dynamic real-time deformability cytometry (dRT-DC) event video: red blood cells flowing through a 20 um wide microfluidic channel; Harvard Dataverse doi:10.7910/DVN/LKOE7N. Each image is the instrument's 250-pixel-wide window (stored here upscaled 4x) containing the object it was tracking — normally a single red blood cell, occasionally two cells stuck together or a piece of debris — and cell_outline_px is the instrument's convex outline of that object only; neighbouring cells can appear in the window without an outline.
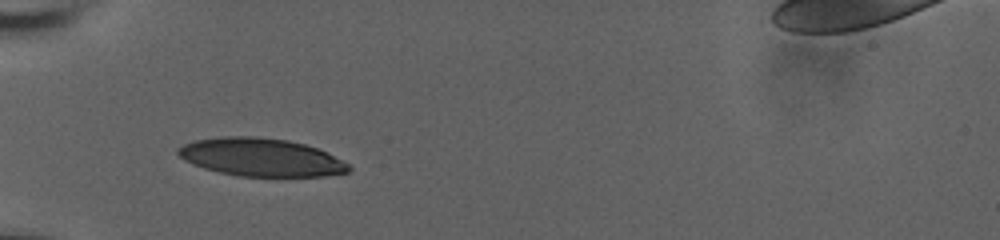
{"species": "human", "species_latin": "Homo sapiens", "temperature_condition": "room temperature", "stored_images_in_passage": 38, "camera_frame_rate_fps": 3000, "um_per_image_px": 0.085, "donor": {"sex": "male"}, "frame": {"image": 1, "passage_image": 1, "time_ms": 0.0, "image_size_px": [1000, 240], "cell_outline_px": [[352, 168], [348, 172], [324, 176], [236, 176], [204, 168], [184, 160], [176, 152], [176, 148], [192, 140], [224, 136], [256, 136], [288, 140], [304, 144], [316, 148], [348, 164]], "centroid_in_image_um": [22.12, 13.36], "position_along_channel_um": 62.9, "area_um2": 37.63}}
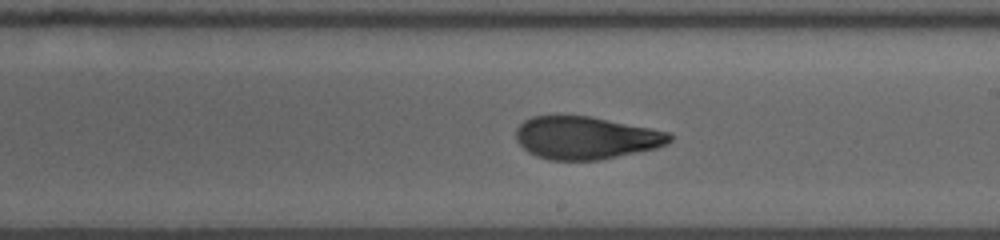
{"frame": {"image": 2, "passage_image": 16, "time_ms": 5.0, "image_size_px": [1000, 240], "cell_outline_px": [[672, 140], [668, 144], [656, 148], [600, 160], [552, 160], [536, 156], [528, 152], [516, 140], [516, 128], [524, 120], [532, 116], [588, 116], [652, 128], [672, 132]], "centroid_in_image_um": [49.82, 11.71], "position_along_channel_um": 239.2, "area_um2": 38.26}}
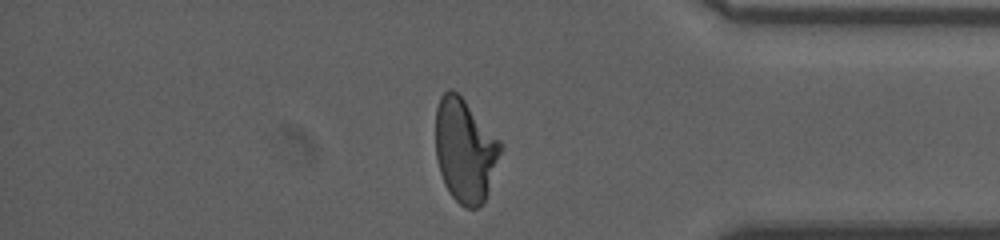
{"frame": {"image": 3, "passage_image": 30, "time_ms": 9.667, "image_size_px": [1000, 240], "cell_outline_px": [[504, 148], [484, 200], [476, 208], [464, 208], [448, 192], [444, 184], [440, 172], [436, 156], [436, 108], [440, 96], [448, 88], [452, 88], [464, 100], [500, 140]], "centroid_in_image_um": [39.52, 12.78], "position_along_channel_um": 395.7, "area_um2": 39.07}, "authors_computed_cell_mechanics": {"area_um2": 38.8705, "velocity_mm_per_s": 3.7119, "shape_relaxation_time_tau1_ms": 6.0746, "shape_relaxation_time_tau2_ms": 1.5072, "deformation_change_tau1": 0.1931, "deformation_change_tau2": 0.0786}}